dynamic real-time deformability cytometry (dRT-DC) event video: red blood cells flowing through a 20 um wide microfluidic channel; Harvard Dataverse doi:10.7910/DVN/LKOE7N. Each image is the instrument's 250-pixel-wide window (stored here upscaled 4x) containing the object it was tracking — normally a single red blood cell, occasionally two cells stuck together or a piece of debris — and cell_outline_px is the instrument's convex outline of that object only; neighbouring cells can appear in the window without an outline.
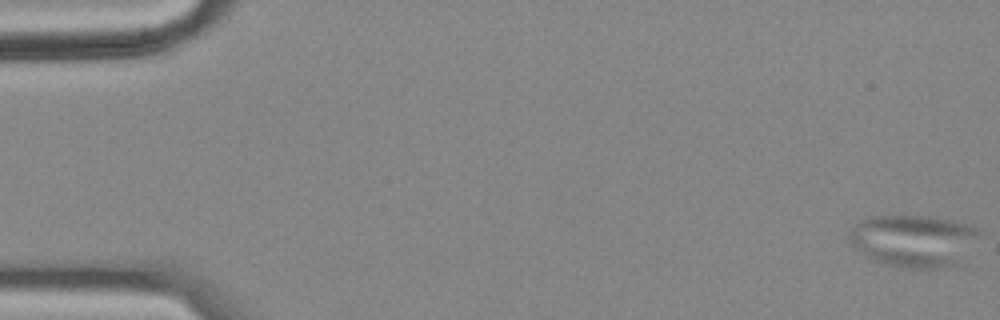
{"species": "common noctule bat (a hibernating species)", "species_latin": "Nyctalus noctula", "temperature_condition": "cold", "stored_images_in_passage": 58, "camera_frame_rate_fps": 3000, "um_per_image_px": 0.085, "animal": {"sex": "female", "body_mass_g": 18.4}, "frame": {"image": 1, "passage_image": 1, "time_ms": 0.0, "image_size_px": [1000, 320], "cell_outline_px": [[980, 236], [964, 268], [908, 268], [888, 264], [876, 260], [868, 256], [856, 248], [852, 244], [852, 228], [860, 220], [872, 216], [928, 216], [952, 220], [976, 228], [980, 232]], "centroid_in_image_um": [77.84, 20.5], "position_along_channel_um": 7.2, "area_um2": 40.06}}
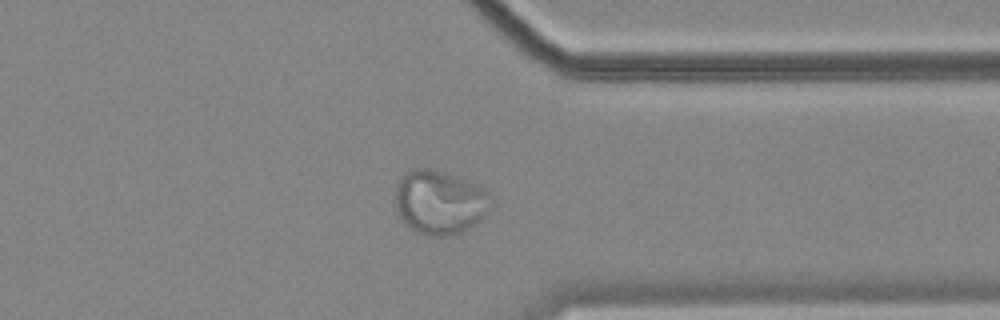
{"frame": {"image": 2, "passage_image": 45, "time_ms": 14.667, "image_size_px": [1000, 320], "cell_outline_px": [[492, 196], [488, 212], [476, 224], [460, 232], [448, 236], [428, 236], [416, 232], [408, 228], [400, 216], [396, 208], [396, 184], [412, 168], [432, 168], [456, 176], [476, 184], [484, 188]], "centroid_in_image_um": [37.38, 17.2], "position_along_channel_um": 374.0, "area_um2": 35.78}}
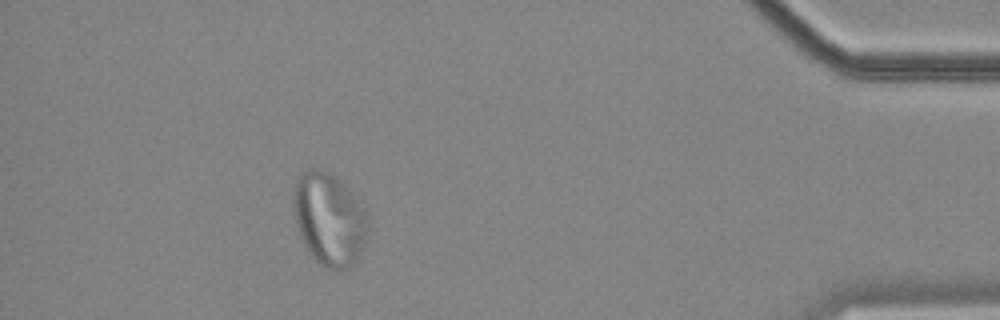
{"frame": {"image": 3, "passage_image": 52, "time_ms": 17.0, "image_size_px": [1000, 320], "cell_outline_px": [[368, 232], [364, 244], [356, 260], [352, 264], [336, 272], [328, 272], [312, 256], [304, 244], [300, 236], [296, 224], [292, 200], [292, 196], [296, 180], [300, 172], [308, 168], [320, 168], [332, 172], [344, 184], [364, 208], [368, 228]], "centroid_in_image_um": [27.95, 18.61], "position_along_channel_um": 407.3, "area_um2": 40.69}}